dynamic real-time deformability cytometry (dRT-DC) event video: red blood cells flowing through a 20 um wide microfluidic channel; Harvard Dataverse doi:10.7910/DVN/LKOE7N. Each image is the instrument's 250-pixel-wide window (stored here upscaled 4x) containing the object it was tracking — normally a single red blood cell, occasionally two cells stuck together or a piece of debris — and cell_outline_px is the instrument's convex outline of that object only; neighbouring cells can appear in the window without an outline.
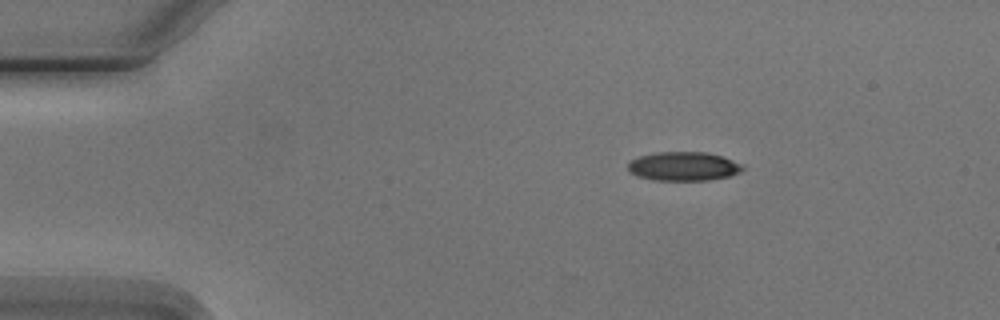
{"species": "Egyptian fruit bat (a non-hibernating species)", "species_latin": "Rousettus aegyptiacus", "temperature_condition": "cold", "stored_images_in_passage": 3, "camera_frame_rate_fps": 3000, "um_per_image_px": 0.085, "animal": {"sex": "male"}, "frame": {"image": 1, "passage_image": 1, "time_ms": 0.0, "image_size_px": [1000, 320], "cell_outline_px": [[744, 168], [740, 172], [728, 176], [712, 180], [652, 180], [636, 176], [628, 172], [628, 164], [632, 160], [640, 156], [656, 152], [704, 152], [720, 156], [744, 164]], "centroid_in_image_um": [58.09, 14.14], "position_along_channel_um": 26.9, "area_um2": 19.36}}